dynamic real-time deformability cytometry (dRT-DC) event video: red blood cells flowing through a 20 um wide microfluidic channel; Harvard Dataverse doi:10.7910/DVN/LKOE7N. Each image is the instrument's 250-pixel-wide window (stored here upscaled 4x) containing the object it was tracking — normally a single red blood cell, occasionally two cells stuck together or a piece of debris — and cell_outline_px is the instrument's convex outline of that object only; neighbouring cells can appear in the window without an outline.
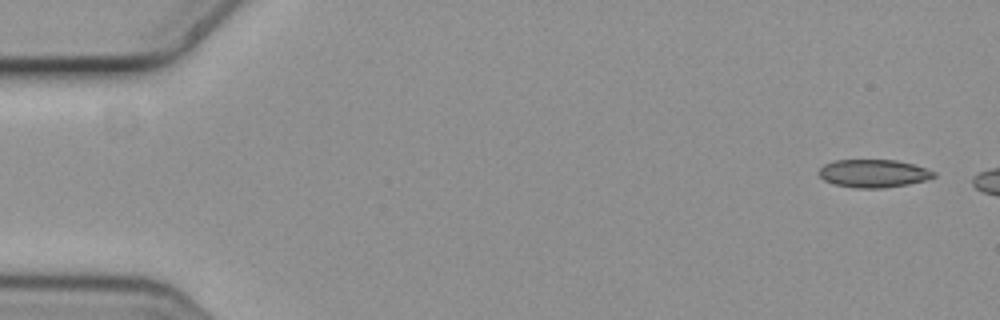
{"species": "common noctule bat (a hibernating species)", "species_latin": "Nyctalus noctula", "temperature_condition": "cold", "stored_images_in_passage": 5, "camera_frame_rate_fps": 3000, "um_per_image_px": 0.085, "animal": {"sex": "female", "body_mass_g": 19.3, "forearm_length_mm": 54.1}, "frame": {"image": 1, "passage_image": 1, "time_ms": 0.0, "image_size_px": [1000, 320], "cell_outline_px": [[936, 176], [924, 180], [908, 184], [884, 188], [856, 188], [836, 184], [824, 180], [816, 172], [824, 164], [836, 160], [896, 160], [912, 164], [936, 172]], "centroid_in_image_um": [74.22, 14.74], "position_along_channel_um": 10.8, "area_um2": 18.61}}